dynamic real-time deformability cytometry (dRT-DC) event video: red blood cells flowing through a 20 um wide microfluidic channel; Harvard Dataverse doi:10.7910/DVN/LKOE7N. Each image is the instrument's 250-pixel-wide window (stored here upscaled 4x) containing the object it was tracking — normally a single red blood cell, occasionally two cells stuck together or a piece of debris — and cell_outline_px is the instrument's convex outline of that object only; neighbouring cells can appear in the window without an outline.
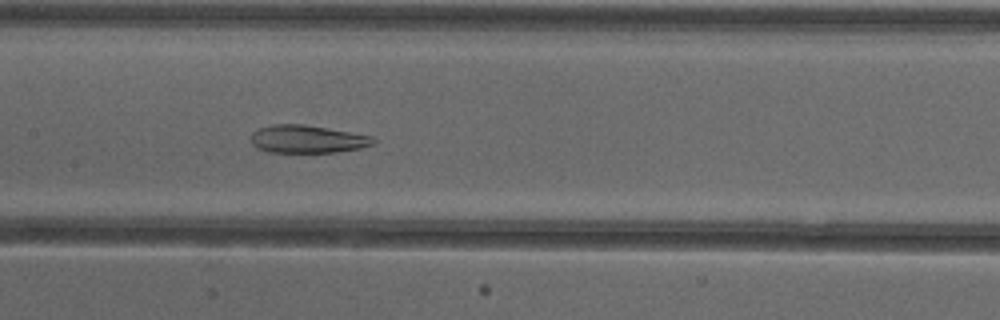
{"species": "common noctule bat (a hibernating species)", "species_latin": "Nyctalus noctula", "temperature_condition": "cold", "stored_images_in_passage": 53, "camera_frame_rate_fps": 3000, "um_per_image_px": 0.085, "animal": {"sex": "female"}, "frame": {"image": 1, "passage_image": 26, "time_ms": 8.333, "image_size_px": [1000, 320], "cell_outline_px": [[376, 140], [372, 144], [360, 148], [336, 152], [268, 152], [256, 148], [252, 144], [252, 132], [260, 128], [272, 124], [304, 124], [328, 128], [372, 136]], "centroid_in_image_um": [26.1, 11.82], "position_along_channel_um": 181.3, "area_um2": 19.77}}
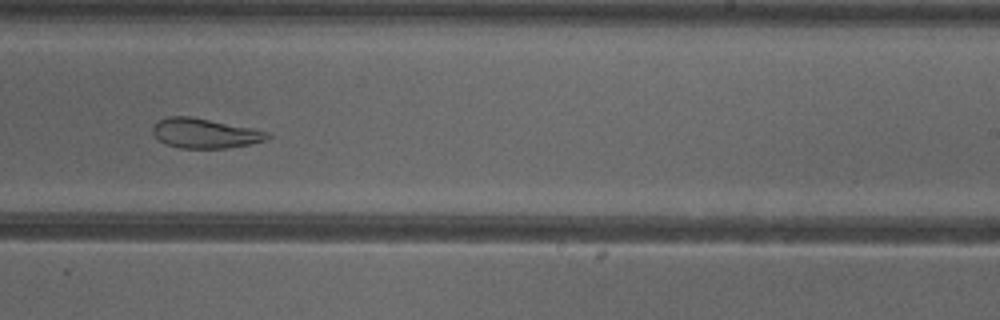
{"frame": {"image": 2, "passage_image": 33, "time_ms": 10.667, "image_size_px": [1000, 320], "cell_outline_px": [[272, 136], [264, 140], [248, 144], [228, 148], [180, 148], [164, 144], [152, 132], [152, 128], [156, 120], [168, 116], [192, 116], [272, 132]], "centroid_in_image_um": [17.4, 11.32], "position_along_channel_um": 271.6, "area_um2": 20.06}}
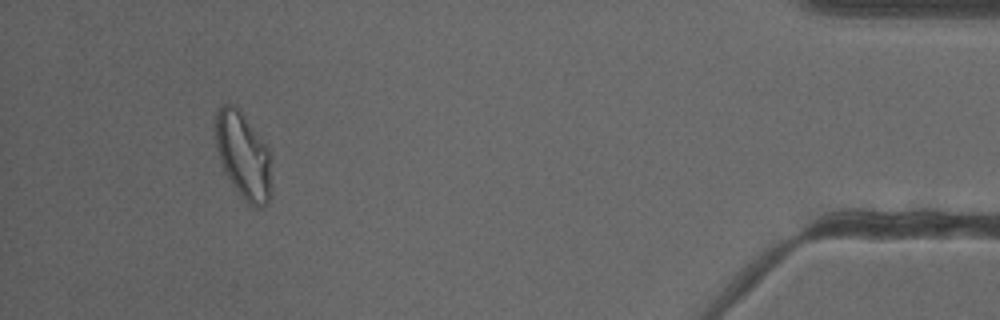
{"frame": {"image": 3, "passage_image": 49, "time_ms": 16.0, "image_size_px": [1000, 320], "cell_outline_px": [[272, 188], [268, 200], [260, 208], [252, 208], [240, 196], [224, 172], [216, 148], [216, 108], [220, 104], [232, 104], [240, 108], [268, 148], [272, 156]], "centroid_in_image_um": [20.7, 13.23], "position_along_channel_um": 414.5, "area_um2": 28.96}, "authors_computed_cell_mechanics": {"area_um2": 26.9348, "velocity_mm_per_s": 3.8923, "shape_relaxation_time_tau1_ms": null, "shape_relaxation_time_tau2_ms": 3.8164, "deformation_change_tau1": null, "deformation_change_tau2": 0.1066}}